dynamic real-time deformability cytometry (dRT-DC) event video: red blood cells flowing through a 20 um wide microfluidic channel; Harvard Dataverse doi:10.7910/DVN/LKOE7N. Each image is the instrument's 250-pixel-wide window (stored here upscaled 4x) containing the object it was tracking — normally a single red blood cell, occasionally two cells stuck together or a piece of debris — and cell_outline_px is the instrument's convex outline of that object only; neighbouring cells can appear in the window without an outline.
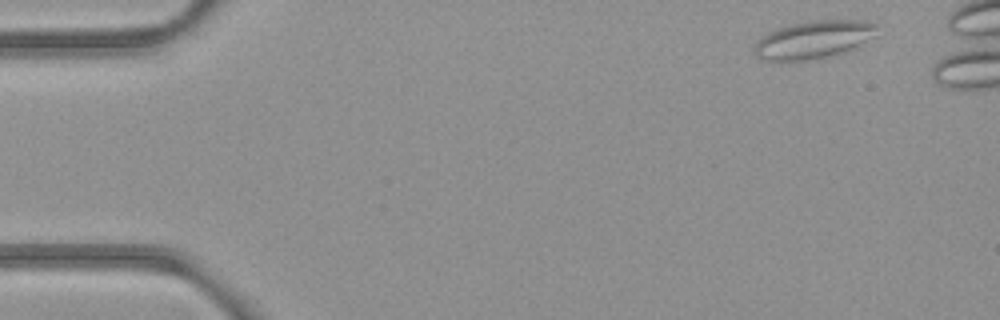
{"species": "common noctule bat (a hibernating species)", "species_latin": "Nyctalus noctula", "temperature_condition": "room temperature", "stored_images_in_passage": 5, "camera_frame_rate_fps": 3000, "um_per_image_px": 0.085, "animal": {"sex": "female", "body_mass_g": 21.9}, "frame": {"image": 1, "passage_image": 1, "time_ms": 0.0, "image_size_px": [1000, 320], "cell_outline_px": [[876, 36], [852, 48], [840, 52], [824, 56], [804, 60], [768, 60], [756, 56], [752, 52], [752, 48], [760, 36], [768, 32], [788, 24], [812, 20], [864, 20], [876, 24]], "centroid_in_image_um": [69.1, 3.34], "position_along_channel_um": 15.9, "area_um2": 26.76}}